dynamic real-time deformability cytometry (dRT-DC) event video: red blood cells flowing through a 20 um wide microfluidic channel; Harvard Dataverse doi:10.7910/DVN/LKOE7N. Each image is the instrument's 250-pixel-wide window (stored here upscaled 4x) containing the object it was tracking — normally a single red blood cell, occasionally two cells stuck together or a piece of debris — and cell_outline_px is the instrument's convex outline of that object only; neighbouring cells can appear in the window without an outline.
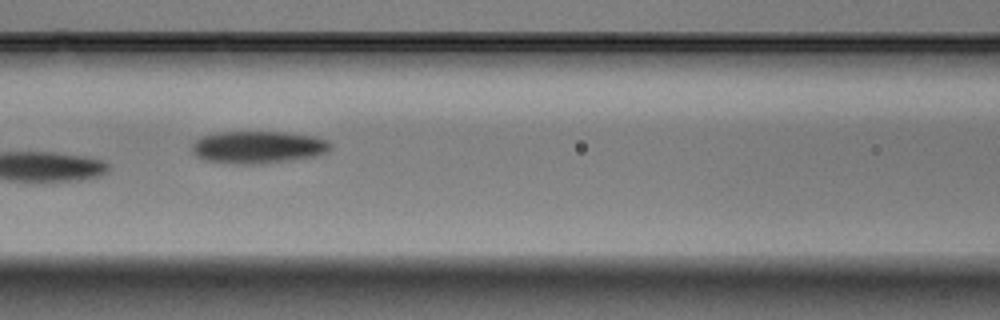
{"species": "Egyptian fruit bat (a non-hibernating species)", "species_latin": "Rousettus aegyptiacus", "temperature_condition": "warm", "stored_images_in_passage": 10, "camera_frame_rate_fps": 3000, "um_per_image_px": 0.085, "animal": {"sex": "male"}, "frame": {"image": 1, "passage_image": 7, "time_ms": 2.0, "image_size_px": [1000, 320], "cell_outline_px": [[332, 148], [328, 152], [312, 156], [288, 160], [260, 164], [240, 164], [204, 160], [196, 156], [192, 152], [192, 144], [196, 140], [204, 136], [216, 132], [284, 132], [312, 136], [324, 140], [332, 144]], "centroid_in_image_um": [21.91, 12.51], "position_along_channel_um": 144.7, "area_um2": 25.89}}
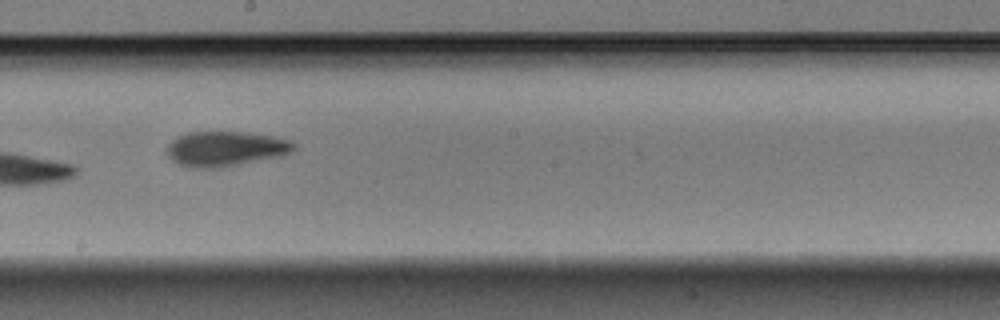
{"frame": {"image": 2, "passage_image": 9, "time_ms": 2.667, "image_size_px": [1000, 320], "cell_outline_px": [[296, 148], [292, 152], [280, 156], [224, 168], [188, 168], [176, 164], [168, 156], [168, 144], [172, 140], [188, 132], [244, 132], [272, 136], [292, 140], [296, 144]], "centroid_in_image_um": [19.19, 12.66], "position_along_channel_um": 229.0, "area_um2": 26.18}}
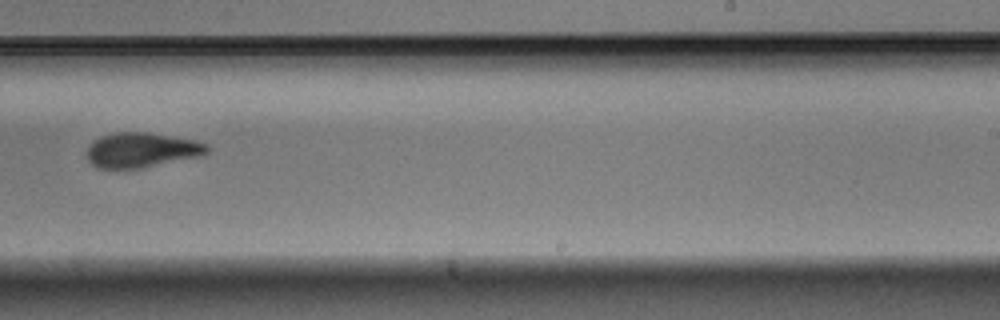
{"frame": {"image": 3, "passage_image": 10, "time_ms": 3.0, "image_size_px": [1000, 320], "cell_outline_px": [[208, 152], [196, 156], [140, 168], [96, 168], [88, 160], [88, 148], [100, 136], [116, 132], [148, 132], [196, 140], [208, 144]], "centroid_in_image_um": [12.02, 12.74], "position_along_channel_um": 277.0, "area_um2": 23.99}}